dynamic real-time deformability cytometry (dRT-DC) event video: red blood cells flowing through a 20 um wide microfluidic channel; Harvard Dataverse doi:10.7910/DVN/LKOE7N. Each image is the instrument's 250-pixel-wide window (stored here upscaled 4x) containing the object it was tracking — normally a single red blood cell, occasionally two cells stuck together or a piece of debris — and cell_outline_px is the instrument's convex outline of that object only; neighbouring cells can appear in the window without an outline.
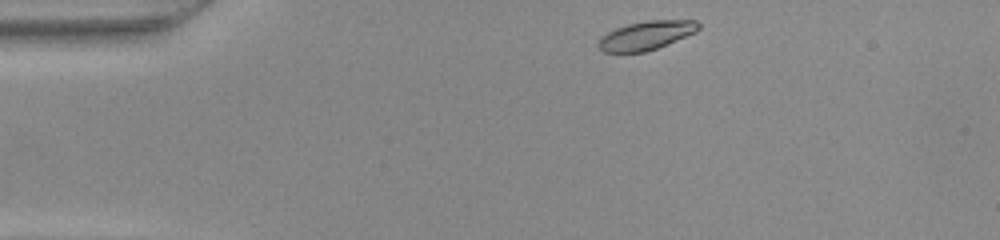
{"species": "common noctule bat (a hibernating species)", "species_latin": "Nyctalus noctula", "temperature_condition": "warm", "stored_images_in_passage": 41, "camera_frame_rate_fps": 3000, "um_per_image_px": 0.085, "animal": {"sex": "female", "body_mass_g": 22.0, "forearm_length_mm": 56.7}, "frame": {"image": 1, "passage_image": 1, "time_ms": 0.0, "image_size_px": [1000, 240], "cell_outline_px": [[700, 28], [696, 32], [656, 48], [644, 52], [604, 52], [596, 44], [600, 36], [616, 28], [628, 24], [648, 20], [696, 20], [700, 24]], "centroid_in_image_um": [54.91, 3.0], "position_along_channel_um": 30.1, "area_um2": 16.7}}
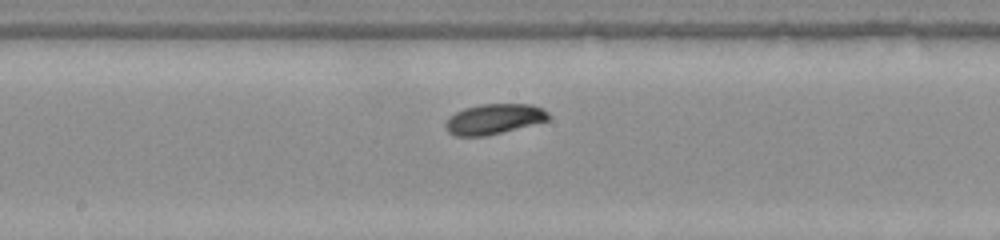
{"frame": {"image": 2, "passage_image": 18, "time_ms": 5.667, "image_size_px": [1000, 240], "cell_outline_px": [[548, 120], [484, 136], [456, 136], [448, 132], [444, 124], [456, 112], [464, 108], [480, 104], [532, 104], [544, 108], [548, 112]], "centroid_in_image_um": [41.98, 10.1], "position_along_channel_um": 206.2, "area_um2": 17.86}}
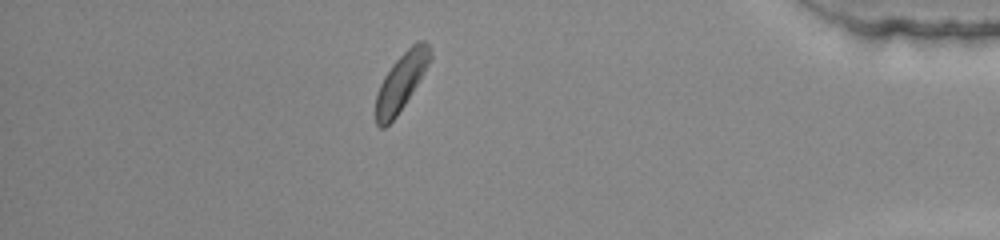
{"frame": {"image": 3, "passage_image": 35, "time_ms": 11.333, "image_size_px": [1000, 240], "cell_outline_px": [[432, 60], [412, 92], [396, 116], [384, 128], [380, 128], [376, 124], [376, 96], [380, 84], [384, 76], [392, 64], [416, 40], [424, 40], [432, 48]], "centroid_in_image_um": [34.13, 6.91], "position_along_channel_um": 401.1, "area_um2": 18.09}}